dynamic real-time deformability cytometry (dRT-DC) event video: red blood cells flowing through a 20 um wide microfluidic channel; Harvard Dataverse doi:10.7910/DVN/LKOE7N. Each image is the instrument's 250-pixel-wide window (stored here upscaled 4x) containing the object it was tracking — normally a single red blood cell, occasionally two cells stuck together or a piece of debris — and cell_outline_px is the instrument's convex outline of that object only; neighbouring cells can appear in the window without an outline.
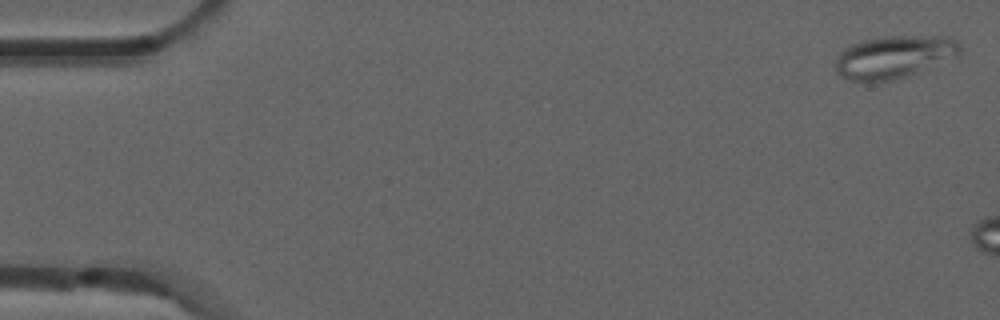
{"species": "common noctule bat (a hibernating species)", "species_latin": "Nyctalus noctula", "temperature_condition": "room temperature", "stored_images_in_passage": 3, "camera_frame_rate_fps": 3000, "um_per_image_px": 0.085, "animal": {"sex": "male", "forearm_length_mm": 52.5}, "frame": {"image": 1, "passage_image": 1, "time_ms": 0.0, "image_size_px": [1000, 320], "cell_outline_px": [[960, 56], [908, 76], [892, 80], [848, 80], [840, 76], [836, 72], [836, 56], [844, 48], [852, 44], [864, 40], [884, 36], [948, 36], [956, 40], [960, 44]], "centroid_in_image_um": [76.03, 4.82], "position_along_channel_um": 9.0, "area_um2": 31.04}}